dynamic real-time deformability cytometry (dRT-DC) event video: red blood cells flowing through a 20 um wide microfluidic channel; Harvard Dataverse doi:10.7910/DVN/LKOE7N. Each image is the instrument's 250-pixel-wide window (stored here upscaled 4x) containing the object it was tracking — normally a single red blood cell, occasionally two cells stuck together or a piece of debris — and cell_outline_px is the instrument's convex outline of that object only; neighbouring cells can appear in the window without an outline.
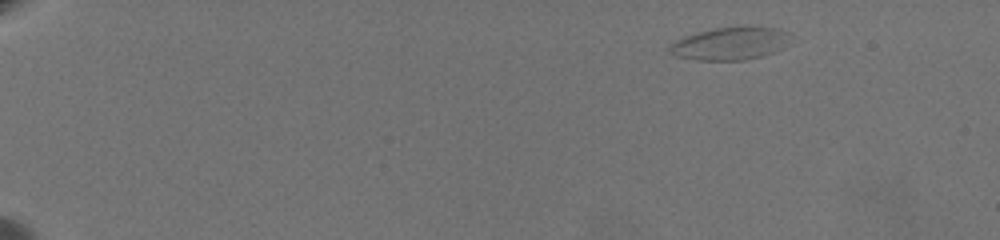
{"species": "common noctule bat (a hibernating species)", "species_latin": "Nyctalus noctula", "temperature_condition": "warm", "stored_images_in_passage": 59, "camera_frame_rate_fps": 3000, "um_per_image_px": 0.085, "animal": {"sex": "female", "body_mass_g": 19.5, "forearm_length_mm": 54.1}, "frame": {"image": 1, "passage_image": 1, "time_ms": 0.0, "image_size_px": [1000, 240], "cell_outline_px": [[788, 32], [772, 52], [760, 56], [744, 60], [700, 60], [676, 56], [668, 52], [668, 44], [684, 36], [696, 32], [716, 28], [776, 28]], "centroid_in_image_um": [61.83, 3.72], "position_along_channel_um": 23.2, "area_um2": 21.85}}
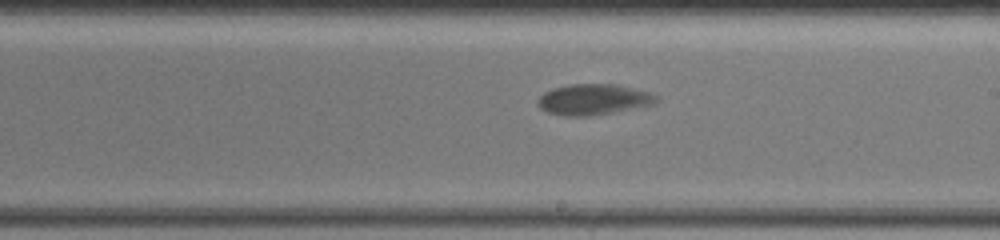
{"frame": {"image": 2, "passage_image": 35, "time_ms": 11.333, "image_size_px": [1000, 240], "cell_outline_px": [[660, 96], [652, 104], [612, 112], [588, 116], [564, 116], [548, 112], [540, 108], [536, 104], [536, 100], [544, 92], [552, 88], [568, 84], [616, 84], [648, 92]], "centroid_in_image_um": [50.37, 8.44], "position_along_channel_um": 238.6, "area_um2": 21.15}}
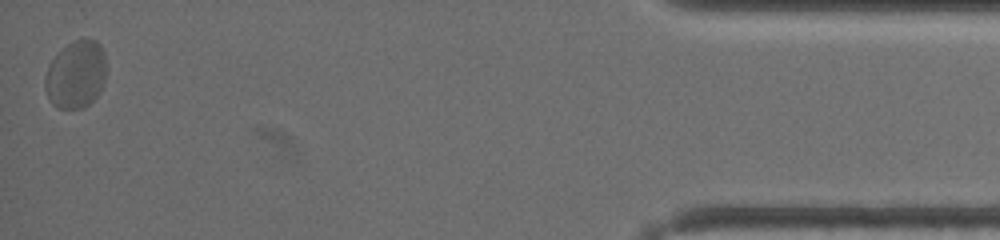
{"frame": {"image": 3, "passage_image": 59, "time_ms": 19.333, "image_size_px": [1000, 240], "cell_outline_px": [[104, 80], [100, 92], [84, 108], [56, 108], [52, 104], [44, 88], [44, 76], [52, 60], [72, 40], [96, 40], [100, 44], [104, 52]], "centroid_in_image_um": [6.43, 6.36], "position_along_channel_um": 428.8, "area_um2": 23.81}, "authors_computed_cell_mechanics": {"area_um2": 21.2126, "velocity_mm_per_s": 3.2539, "shape_relaxation_time_tau1_ms": 4.2176, "shape_relaxation_time_tau2_ms": null, "deformation_change_tau1": 0.115, "deformation_change_tau2": null}}